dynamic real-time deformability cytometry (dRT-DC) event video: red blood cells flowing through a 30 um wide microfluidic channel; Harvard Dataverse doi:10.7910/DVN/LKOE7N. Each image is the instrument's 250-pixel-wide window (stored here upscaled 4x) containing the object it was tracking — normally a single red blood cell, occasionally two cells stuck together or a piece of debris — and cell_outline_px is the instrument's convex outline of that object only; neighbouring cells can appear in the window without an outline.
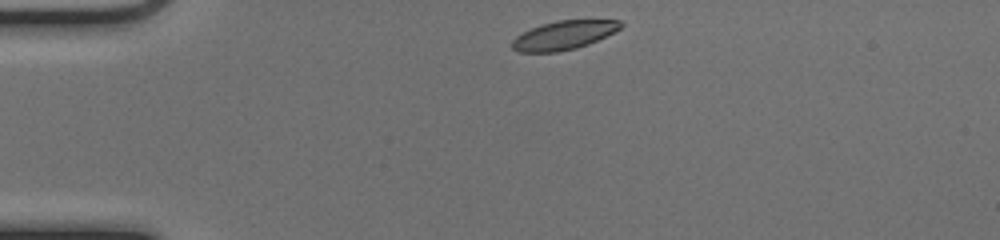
{"species": "common noctule bat (a hibernating species)", "species_latin": "Nyctalus noctula", "temperature_condition": "cold", "stored_images_in_passage": 41, "camera_frame_rate_fps": 3000, "um_per_image_px": 0.085, "animal": {"sex": "female", "body_mass_g": 17.0, "forearm_length_mm": 48.0}, "frame": {"image": 1, "passage_image": 1, "time_ms": 0.0, "image_size_px": [1000, 240], "cell_outline_px": [[624, 24], [620, 28], [588, 44], [576, 48], [556, 52], [520, 52], [512, 48], [512, 40], [516, 36], [532, 28], [556, 20], [620, 20]], "centroid_in_image_um": [47.9, 2.99], "position_along_channel_um": 37.1, "area_um2": 17.86}}
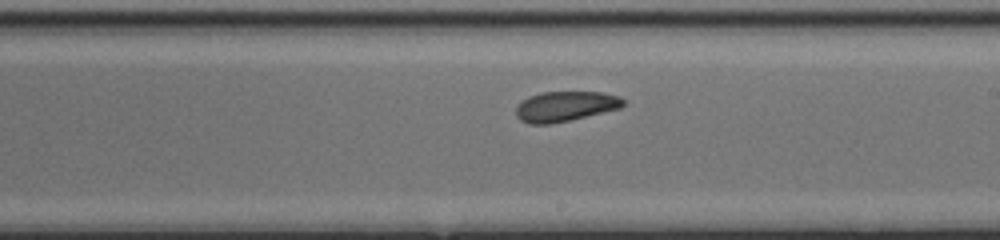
{"frame": {"image": 2, "passage_image": 20, "time_ms": 6.333, "image_size_px": [1000, 240], "cell_outline_px": [[624, 104], [620, 108], [552, 124], [528, 124], [520, 120], [516, 116], [516, 108], [528, 96], [540, 92], [600, 92], [620, 96], [624, 100]], "centroid_in_image_um": [48.03, 9.04], "position_along_channel_um": 241.0, "area_um2": 18.73}}
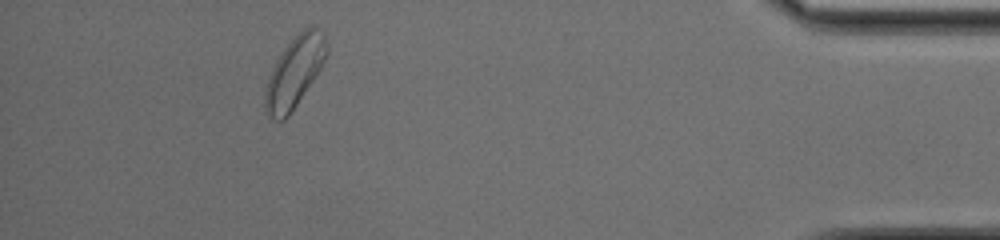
{"frame": {"image": 3, "passage_image": 37, "time_ms": 12.0, "image_size_px": [1000, 240], "cell_outline_px": [[328, 52], [320, 68], [288, 116], [284, 120], [276, 120], [268, 116], [264, 104], [264, 92], [272, 68], [276, 60], [284, 48], [308, 24], [316, 24], [324, 32], [328, 40]], "centroid_in_image_um": [25.06, 6.05], "position_along_channel_um": 410.1, "area_um2": 25.2}, "authors_computed_cell_mechanics": {"area_um2": 19.5942, "velocity_mm_per_s": 3.9465, "shape_relaxation_time_tau1_ms": 2.7305, "shape_relaxation_time_tau2_ms": 2.0751, "deformation_change_tau1": 0.1059, "deformation_change_tau2": 0.0789}}